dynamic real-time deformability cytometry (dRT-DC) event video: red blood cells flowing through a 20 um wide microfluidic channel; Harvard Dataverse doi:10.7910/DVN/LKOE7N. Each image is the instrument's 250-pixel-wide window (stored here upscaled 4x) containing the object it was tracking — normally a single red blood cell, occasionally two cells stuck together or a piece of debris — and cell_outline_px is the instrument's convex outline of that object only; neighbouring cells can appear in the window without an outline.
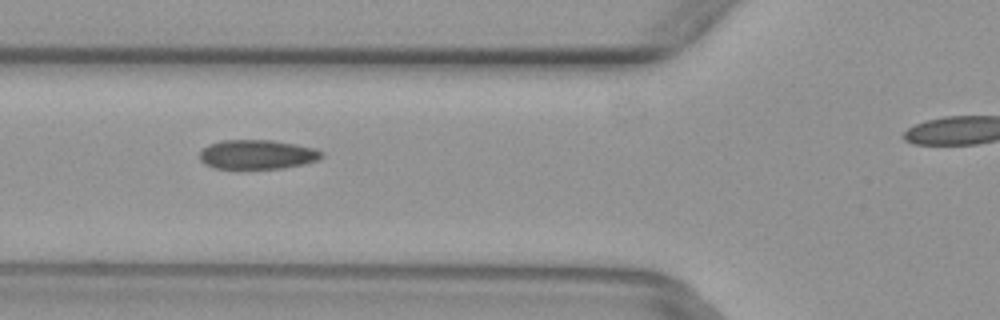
{"species": "common noctule bat (a hibernating species)", "species_latin": "Nyctalus noctula", "temperature_condition": "warm", "stored_images_in_passage": 6, "camera_frame_rate_fps": 3000, "um_per_image_px": 0.085, "animal": {"sex": "female", "body_mass_g": 29.2, "forearm_length_mm": 56.3}, "frame": {"image": 1, "passage_image": 4, "time_ms": 1.0, "image_size_px": [1000, 320], "cell_outline_px": [[324, 156], [316, 160], [304, 164], [284, 168], [212, 168], [204, 164], [200, 160], [200, 152], [208, 144], [220, 140], [272, 140], [296, 144], [316, 148], [324, 152]], "centroid_in_image_um": [21.87, 13.12], "position_along_channel_um": 103.9, "area_um2": 20.98}}